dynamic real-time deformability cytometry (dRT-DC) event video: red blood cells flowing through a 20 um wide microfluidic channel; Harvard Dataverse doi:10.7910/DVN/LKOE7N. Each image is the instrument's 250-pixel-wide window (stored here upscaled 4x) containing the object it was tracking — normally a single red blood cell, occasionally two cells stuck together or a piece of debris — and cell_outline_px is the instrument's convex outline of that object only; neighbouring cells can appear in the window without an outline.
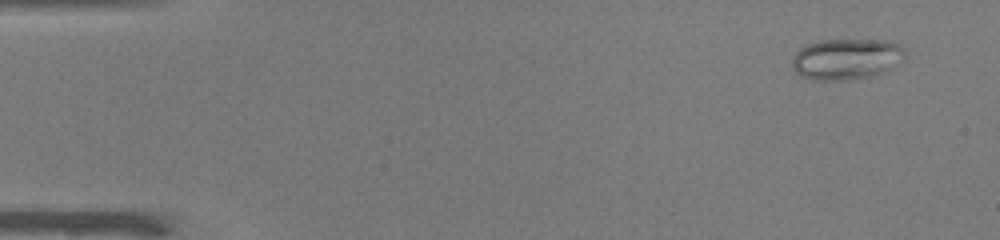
{"species": "common noctule bat (a hibernating species)", "species_latin": "Nyctalus noctula", "temperature_condition": "warm", "stored_images_in_passage": 48, "camera_frame_rate_fps": 3000, "um_per_image_px": 0.085, "animal": {"sex": "male", "body_mass_g": 19.0, "forearm_length_mm": 50.8}, "frame": {"image": 1, "passage_image": 1, "time_ms": 0.0, "image_size_px": [1000, 240], "cell_outline_px": [[904, 60], [880, 72], [868, 76], [852, 80], [812, 80], [800, 76], [792, 68], [792, 56], [800, 48], [808, 44], [820, 40], [888, 40], [900, 44], [904, 48]], "centroid_in_image_um": [71.9, 5.01], "position_along_channel_um": 13.1, "area_um2": 26.99}}
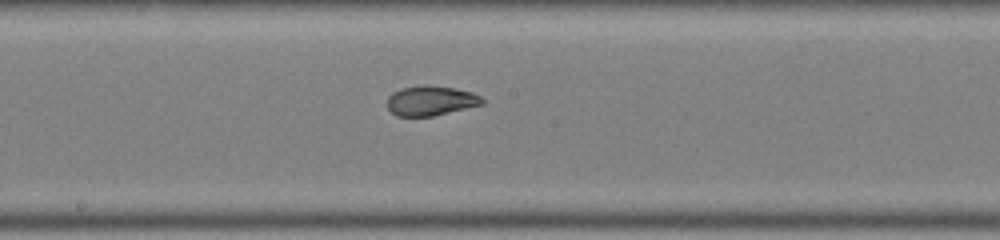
{"frame": {"image": 2, "passage_image": 25, "time_ms": 8.0, "image_size_px": [1000, 240], "cell_outline_px": [[484, 104], [432, 116], [396, 116], [388, 108], [388, 96], [392, 92], [400, 88], [456, 88], [472, 92], [480, 96], [484, 100]], "centroid_in_image_um": [36.63, 8.6], "position_along_channel_um": 211.6, "area_um2": 15.78}}
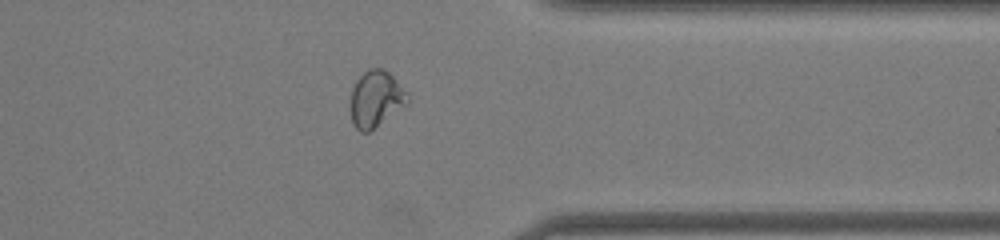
{"frame": {"image": 3, "passage_image": 38, "time_ms": 12.333, "image_size_px": [1000, 240], "cell_outline_px": [[408, 100], [404, 104], [368, 132], [360, 132], [356, 128], [352, 120], [352, 88], [356, 80], [368, 68], [384, 68], [408, 92]], "centroid_in_image_um": [31.93, 8.36], "position_along_channel_um": 379.5, "area_um2": 18.03}, "authors_computed_cell_mechanics": {"area_um2": 19.4208, "velocity_mm_per_s": 4.0093, "shape_relaxation_time_tau1_ms": null, "shape_relaxation_time_tau2_ms": 0.9812, "deformation_change_tau1": null, "deformation_change_tau2": 0.0569}}